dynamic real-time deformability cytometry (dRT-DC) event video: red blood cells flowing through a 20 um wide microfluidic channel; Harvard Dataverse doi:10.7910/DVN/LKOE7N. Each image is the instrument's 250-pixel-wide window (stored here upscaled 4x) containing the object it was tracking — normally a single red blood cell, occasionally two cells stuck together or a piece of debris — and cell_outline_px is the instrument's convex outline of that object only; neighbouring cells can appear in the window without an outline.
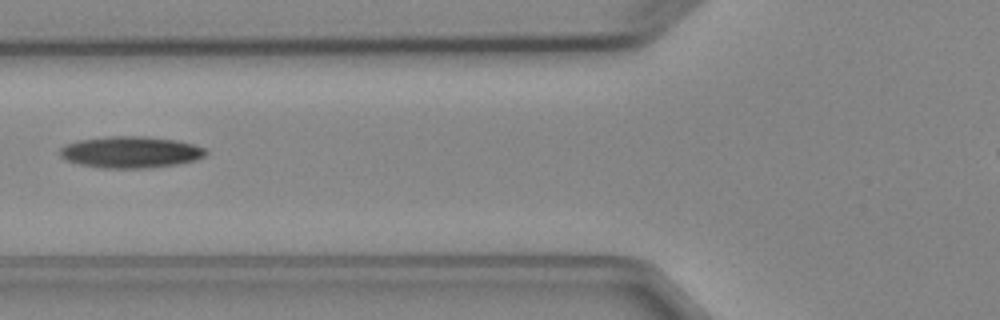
{"species": "Egyptian fruit bat (a non-hibernating species)", "species_latin": "Rousettus aegyptiacus", "temperature_condition": "cold", "stored_images_in_passage": 7, "camera_frame_rate_fps": 3000, "um_per_image_px": 0.085, "animal": {"sex": "female"}, "frame": {"image": 1, "passage_image": 6, "time_ms": 6.0, "image_size_px": [1000, 320], "cell_outline_px": [[208, 152], [204, 156], [196, 160], [176, 164], [148, 168], [104, 168], [80, 164], [64, 160], [60, 156], [60, 148], [68, 144], [80, 140], [112, 136], [144, 136], [176, 140], [192, 144], [204, 148]], "centroid_in_image_um": [11.11, 12.93], "position_along_channel_um": 114.7, "area_um2": 26.65}}